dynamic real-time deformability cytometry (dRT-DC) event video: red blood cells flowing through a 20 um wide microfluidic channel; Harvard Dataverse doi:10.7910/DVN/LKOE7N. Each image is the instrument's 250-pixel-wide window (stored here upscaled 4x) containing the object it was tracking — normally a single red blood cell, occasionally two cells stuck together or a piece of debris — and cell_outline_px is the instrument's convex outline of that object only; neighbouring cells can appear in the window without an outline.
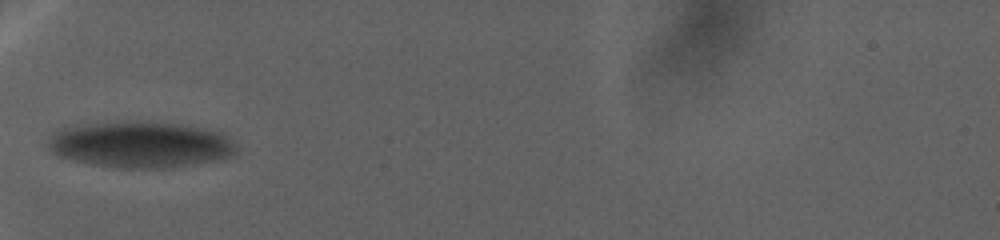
{"species": "human", "species_latin": "Homo sapiens", "temperature_condition": "warm", "stored_images_in_passage": 52, "camera_frame_rate_fps": 3000, "um_per_image_px": 0.085, "donor": {"sex": "female"}, "frame": {"image": 1, "passage_image": 1, "time_ms": 0.0, "image_size_px": [1000, 240], "cell_outline_px": [[232, 156], [212, 160], [164, 168], [124, 168], [92, 164], [60, 156], [52, 152], [48, 148], [48, 144], [52, 136], [56, 132], [64, 128], [96, 124], [180, 124], [216, 132], [224, 136], [232, 144]], "centroid_in_image_um": [11.88, 12.34], "position_along_channel_um": 73.1, "area_um2": 47.92}}
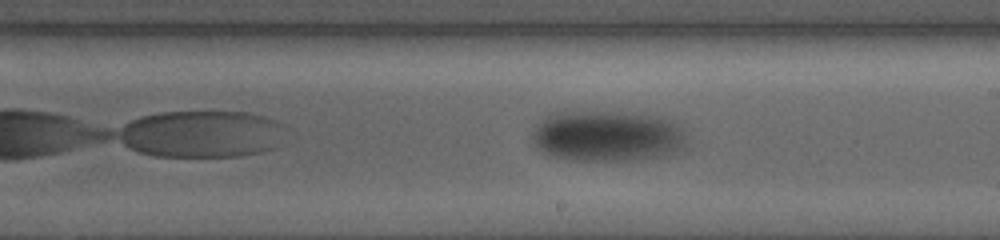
{"frame": {"image": 2, "passage_image": 22, "time_ms": 18.667, "image_size_px": [1000, 240], "cell_outline_px": [[684, 148], [668, 156], [636, 160], [568, 160], [556, 156], [540, 148], [536, 144], [536, 128], [548, 116], [588, 112], [612, 112], [648, 116], [664, 120], [680, 128], [684, 136]], "centroid_in_image_um": [51.71, 11.62], "position_along_channel_um": 237.3, "area_um2": 43.81}}
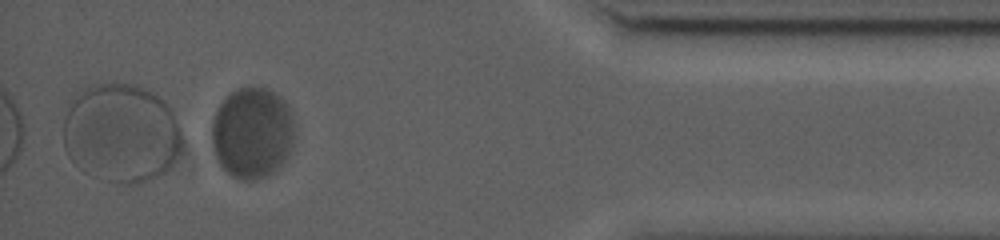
{"frame": {"image": 3, "passage_image": 47, "time_ms": 40.333, "image_size_px": [1000, 240], "cell_outline_px": [[296, 128], [292, 148], [288, 156], [272, 172], [264, 176], [252, 180], [240, 180], [232, 176], [220, 168], [216, 160], [212, 148], [212, 120], [220, 104], [236, 88], [248, 84], [268, 88], [280, 96], [288, 104]], "centroid_in_image_um": [21.44, 11.26], "position_along_channel_um": 413.8, "area_um2": 44.91}}